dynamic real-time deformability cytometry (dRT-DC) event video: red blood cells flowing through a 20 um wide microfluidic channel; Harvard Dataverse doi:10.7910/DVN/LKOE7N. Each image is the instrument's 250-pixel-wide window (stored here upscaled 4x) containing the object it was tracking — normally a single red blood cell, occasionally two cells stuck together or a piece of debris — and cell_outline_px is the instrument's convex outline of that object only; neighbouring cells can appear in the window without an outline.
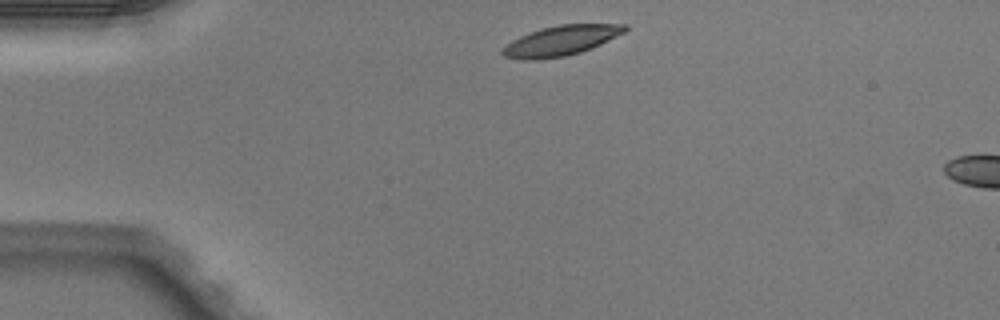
{"species": "Egyptian fruit bat (a non-hibernating species)", "species_latin": "Rousettus aegyptiacus", "temperature_condition": "warm", "stored_images_in_passage": 3, "segment_of_instrument_passage": [1, 2], "camera_frame_rate_fps": 3000, "um_per_image_px": 0.085, "animal": {"sex": "male"}, "frame": {"image": 1, "passage_image": 1, "time_ms": 0.0, "image_size_px": [1000, 320], "cell_outline_px": [[628, 28], [624, 32], [592, 48], [580, 52], [564, 56], [540, 60], [524, 60], [504, 56], [500, 52], [512, 40], [520, 36], [540, 28], [560, 24], [628, 24]], "centroid_in_image_um": [47.67, 3.45], "position_along_channel_um": 37.3, "area_um2": 21.27}}